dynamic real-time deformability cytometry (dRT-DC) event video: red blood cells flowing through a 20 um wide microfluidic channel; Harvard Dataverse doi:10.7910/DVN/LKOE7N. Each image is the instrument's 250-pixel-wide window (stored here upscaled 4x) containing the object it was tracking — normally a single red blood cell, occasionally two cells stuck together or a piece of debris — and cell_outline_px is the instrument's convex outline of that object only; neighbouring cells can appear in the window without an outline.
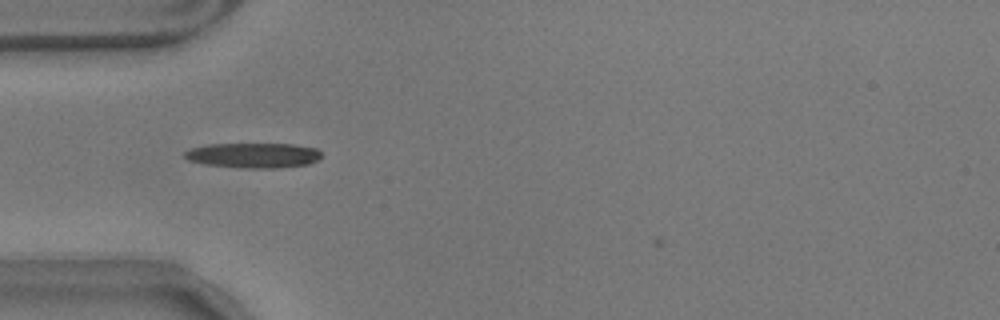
{"species": "common noctule bat (a hibernating species)", "species_latin": "Nyctalus noctula", "temperature_condition": "warm", "stored_images_in_passage": 5, "camera_frame_rate_fps": 3000, "um_per_image_px": 0.085, "animal": {"sex": "male", "body_mass_g": 17.9}, "frame": {"image": 1, "passage_image": 1, "time_ms": 0.0, "image_size_px": [1000, 320], "cell_outline_px": [[324, 156], [308, 164], [276, 168], [244, 168], [204, 164], [188, 160], [184, 156], [184, 152], [192, 148], [208, 144], [292, 144], [316, 148]], "centroid_in_image_um": [21.55, 13.2], "position_along_channel_um": 63.5, "area_um2": 19.94}}